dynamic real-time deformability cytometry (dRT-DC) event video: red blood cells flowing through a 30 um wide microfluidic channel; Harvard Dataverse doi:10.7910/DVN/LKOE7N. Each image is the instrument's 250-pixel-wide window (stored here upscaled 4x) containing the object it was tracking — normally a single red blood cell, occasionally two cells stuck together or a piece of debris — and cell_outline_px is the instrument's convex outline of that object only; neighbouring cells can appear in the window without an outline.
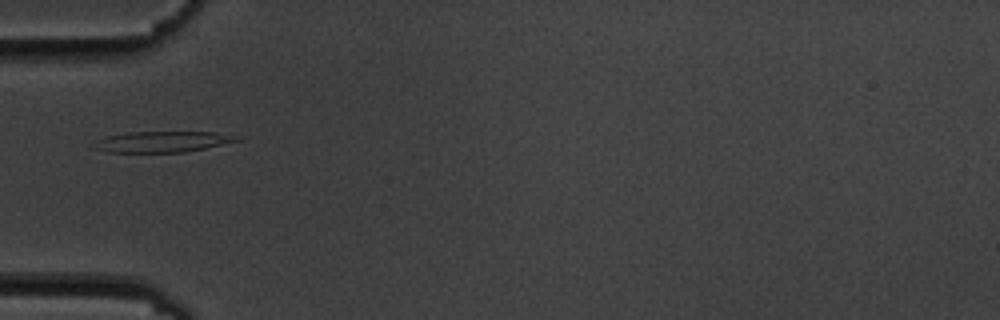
{"species": "common noctule bat (a hibernating species)", "species_latin": "Nyctalus noctula", "temperature_condition": "cold", "stored_images_in_passage": 9, "camera_frame_rate_fps": 3000, "um_per_image_px": 0.085, "animal": {"sex": "male", "body_mass_g": 19.5, "forearm_length_mm": 54.6}, "frame": {"image": 1, "passage_image": 1, "time_ms": 0.0, "image_size_px": [1000, 320], "cell_outline_px": [[240, 140], [204, 148], [184, 152], [108, 152], [92, 148], [88, 144], [104, 136], [128, 132], [212, 132], [232, 136]], "centroid_in_image_um": [13.6, 12.05], "position_along_channel_um": 71.4, "area_um2": 17.28}}
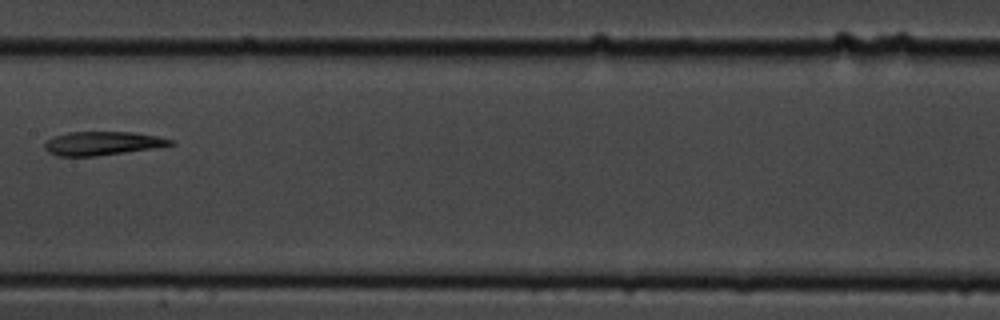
{"frame": {"image": 2, "passage_image": 4, "time_ms": 3.667, "image_size_px": [1000, 320], "cell_outline_px": [[176, 144], [156, 148], [96, 156], [56, 156], [48, 152], [44, 148], [44, 144], [52, 136], [68, 132], [132, 132], [156, 136], [176, 140]], "centroid_in_image_um": [8.72, 12.18], "position_along_channel_um": 198.7, "area_um2": 17.51}}
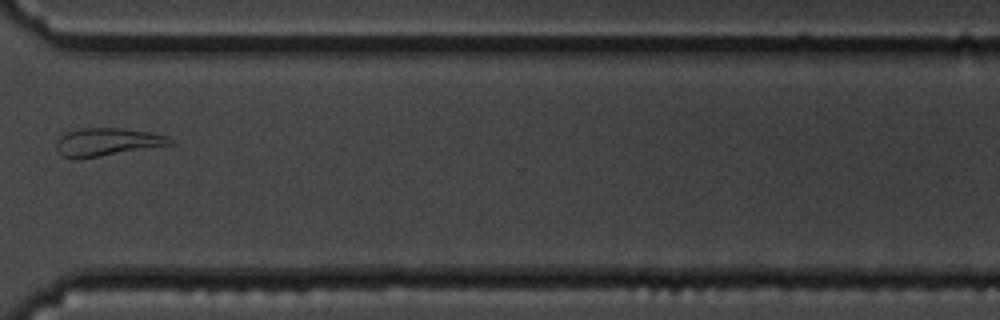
{"frame": {"image": 3, "passage_image": 8, "time_ms": 8.333, "image_size_px": [1000, 320], "cell_outline_px": [[176, 144], [80, 160], [72, 160], [64, 156], [56, 148], [56, 140], [60, 136], [68, 132], [84, 128], [120, 128], [148, 132], [168, 136]], "centroid_in_image_um": [9.12, 12.1], "position_along_channel_um": 361.5, "area_um2": 18.79}}